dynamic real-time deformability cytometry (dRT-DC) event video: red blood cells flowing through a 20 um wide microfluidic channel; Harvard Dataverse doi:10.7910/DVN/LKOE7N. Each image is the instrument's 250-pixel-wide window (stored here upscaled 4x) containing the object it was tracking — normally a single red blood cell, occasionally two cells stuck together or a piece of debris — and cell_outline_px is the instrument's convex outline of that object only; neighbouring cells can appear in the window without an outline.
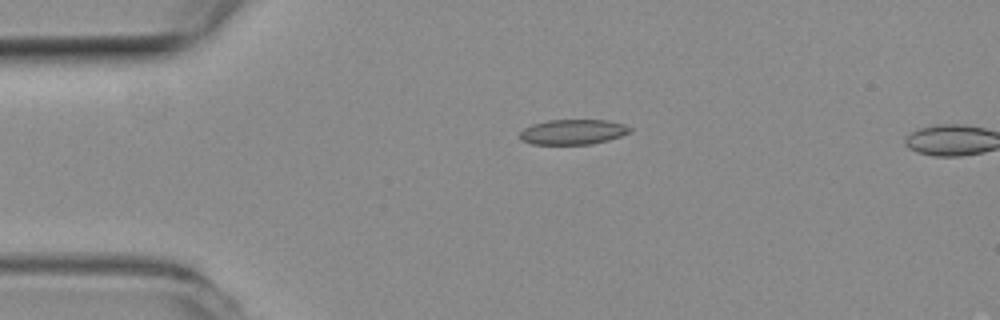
{"species": "common noctule bat (a hibernating species)", "species_latin": "Nyctalus noctula", "temperature_condition": "room temperature", "stored_images_in_passage": 3, "camera_frame_rate_fps": 3000, "um_per_image_px": 0.085, "animal": {"sex": "female", "body_mass_g": 19.3, "forearm_length_mm": 54.1}, "frame": {"image": 1, "passage_image": 1, "time_ms": 0.0, "image_size_px": [1000, 320], "cell_outline_px": [[632, 132], [608, 140], [588, 144], [532, 144], [520, 140], [520, 132], [524, 128], [532, 124], [548, 120], [608, 120], [624, 124], [632, 128]], "centroid_in_image_um": [48.7, 11.21], "position_along_channel_um": 36.3, "area_um2": 16.13}}